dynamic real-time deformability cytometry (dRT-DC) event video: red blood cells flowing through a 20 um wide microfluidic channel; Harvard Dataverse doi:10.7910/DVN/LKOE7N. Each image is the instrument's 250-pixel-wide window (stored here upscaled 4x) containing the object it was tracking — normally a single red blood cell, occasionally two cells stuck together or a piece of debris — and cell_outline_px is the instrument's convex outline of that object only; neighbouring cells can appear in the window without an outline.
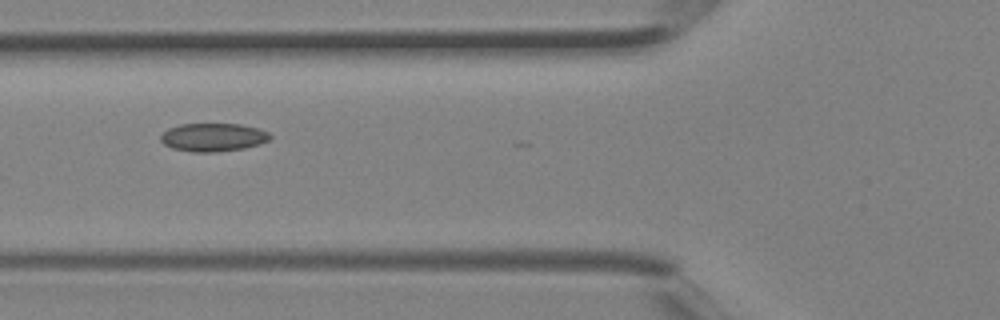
{"species": "Egyptian fruit bat (a non-hibernating species)", "species_latin": "Rousettus aegyptiacus", "temperature_condition": "room temperature", "stored_images_in_passage": 2, "camera_frame_rate_fps": 3000, "um_per_image_px": 0.085, "animal": {"sex": "female"}, "frame": {"image": 1, "passage_image": 2, "time_ms": 0.333, "image_size_px": [1000, 320], "cell_outline_px": [[272, 136], [268, 140], [260, 144], [244, 148], [216, 152], [192, 152], [172, 148], [164, 144], [160, 140], [160, 136], [168, 128], [180, 124], [240, 124], [260, 128], [268, 132]], "centroid_in_image_um": [18.12, 11.66], "position_along_channel_um": 107.7, "area_um2": 18.09}}